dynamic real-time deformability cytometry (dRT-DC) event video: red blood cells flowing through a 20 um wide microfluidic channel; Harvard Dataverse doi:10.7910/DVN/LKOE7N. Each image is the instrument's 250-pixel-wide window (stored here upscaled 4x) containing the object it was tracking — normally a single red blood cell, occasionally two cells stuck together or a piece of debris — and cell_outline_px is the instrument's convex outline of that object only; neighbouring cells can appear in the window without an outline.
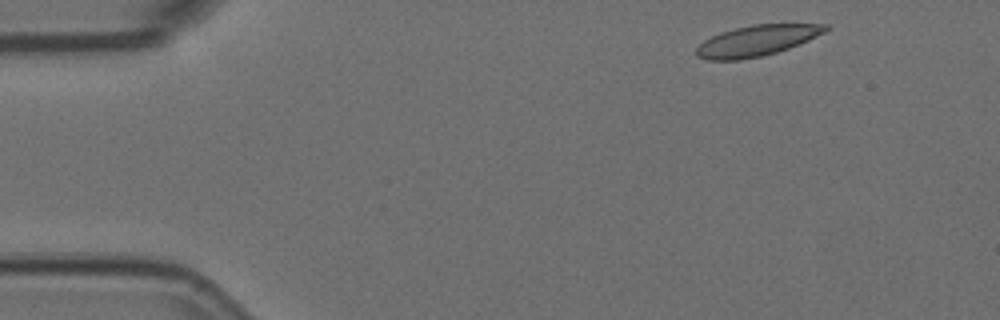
{"species": "Egyptian fruit bat (a non-hibernating species)", "species_latin": "Rousettus aegyptiacus", "temperature_condition": "room temperature", "stored_images_in_passage": 4, "camera_frame_rate_fps": 3000, "um_per_image_px": 0.085, "animal": {"sex": "female"}, "frame": {"image": 1, "passage_image": 1, "time_ms": 0.0, "image_size_px": [1000, 320], "cell_outline_px": [[832, 28], [808, 40], [788, 48], [776, 52], [760, 56], [740, 60], [708, 60], [696, 56], [696, 48], [704, 40], [720, 32], [752, 24], [828, 24]], "centroid_in_image_um": [64.32, 3.45], "position_along_channel_um": 20.7, "area_um2": 23.0}}
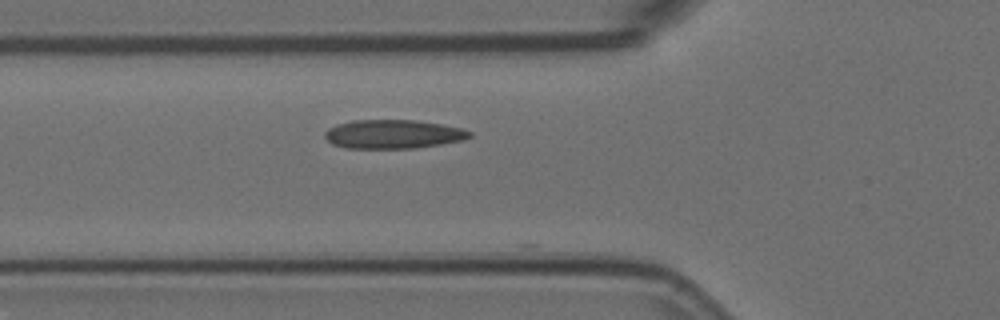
{"frame": {"image": 2, "passage_image": 4, "time_ms": 1.0, "image_size_px": [1000, 320], "cell_outline_px": [[472, 136], [464, 140], [440, 144], [412, 148], [348, 148], [332, 144], [324, 136], [324, 132], [328, 128], [336, 124], [352, 120], [416, 120], [464, 128], [472, 132]], "centroid_in_image_um": [33.42, 11.39], "position_along_channel_um": 92.4, "area_um2": 24.39}}